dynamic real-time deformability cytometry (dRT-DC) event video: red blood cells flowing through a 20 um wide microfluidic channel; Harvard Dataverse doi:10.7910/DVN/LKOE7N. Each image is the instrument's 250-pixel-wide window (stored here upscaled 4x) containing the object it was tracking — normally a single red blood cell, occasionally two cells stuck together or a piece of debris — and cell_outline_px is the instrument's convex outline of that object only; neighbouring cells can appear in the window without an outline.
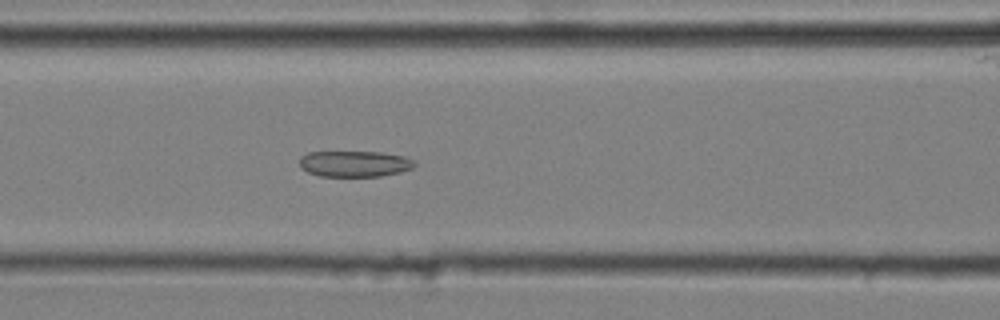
{"species": "common noctule bat (a hibernating species)", "species_latin": "Nyctalus noctula", "temperature_condition": "cold", "stored_images_in_passage": 41, "camera_frame_rate_fps": 3000, "um_per_image_px": 0.085, "animal": {"sex": "male", "body_mass_g": 20.4}, "frame": {"image": 1, "passage_image": 11, "time_ms": 3.333, "image_size_px": [1000, 320], "cell_outline_px": [[416, 164], [412, 168], [400, 172], [380, 176], [320, 176], [308, 172], [300, 168], [300, 156], [308, 152], [380, 152], [404, 156], [412, 160]], "centroid_in_image_um": [30.11, 13.92], "position_along_channel_um": 136.5, "area_um2": 17.4}}
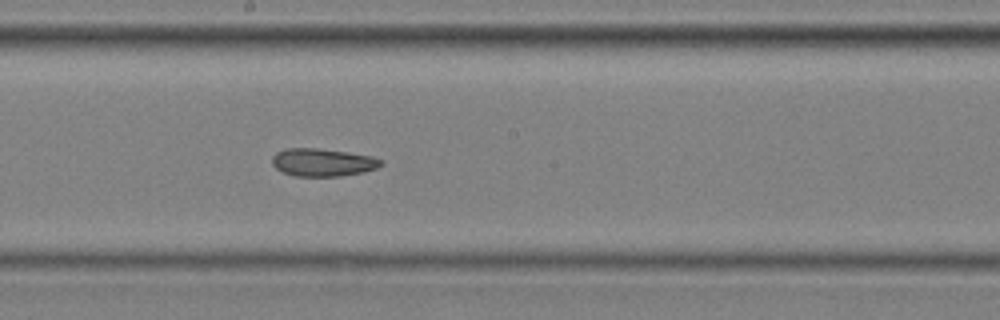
{"frame": {"image": 2, "passage_image": 18, "time_ms": 5.667, "image_size_px": [1000, 320], "cell_outline_px": [[384, 164], [376, 168], [364, 172], [340, 176], [296, 176], [284, 172], [276, 168], [272, 164], [272, 156], [276, 152], [288, 148], [316, 148], [348, 152], [372, 156], [384, 160]], "centroid_in_image_um": [27.46, 13.8], "position_along_channel_um": 220.7, "area_um2": 17.69}}
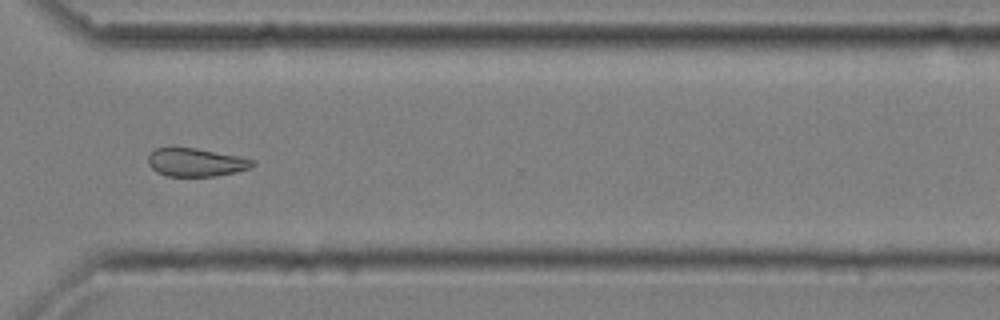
{"frame": {"image": 3, "passage_image": 29, "time_ms": 9.333, "image_size_px": [1000, 320], "cell_outline_px": [[256, 164], [248, 168], [236, 172], [216, 176], [164, 176], [156, 172], [148, 164], [148, 156], [156, 148], [172, 144], [196, 148], [240, 156], [256, 160]], "centroid_in_image_um": [16.61, 13.76], "position_along_channel_um": 354.0, "area_um2": 17.8}, "authors_computed_cell_mechanics": {"area_um2": 17.918, "velocity_mm_per_s": 3.6236, "shape_relaxation_time_tau1_ms": null, "shape_relaxation_time_tau2_ms": 5.5639, "deformation_change_tau1": null, "deformation_change_tau2": 0.1246}}